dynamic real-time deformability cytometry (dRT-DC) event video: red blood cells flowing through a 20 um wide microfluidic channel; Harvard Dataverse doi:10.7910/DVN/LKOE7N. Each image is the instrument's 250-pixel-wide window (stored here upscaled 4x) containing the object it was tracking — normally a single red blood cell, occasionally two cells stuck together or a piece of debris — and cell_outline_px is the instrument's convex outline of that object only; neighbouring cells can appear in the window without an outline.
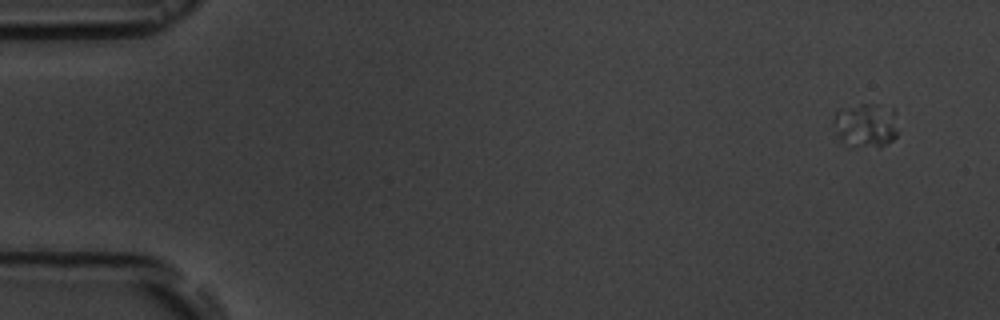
{"species": "common noctule bat (a hibernating species)", "species_latin": "Nyctalus noctula", "temperature_condition": "room temperature", "stored_images_in_passage": 5, "camera_frame_rate_fps": 3000, "um_per_image_px": 0.085, "animal": {"sex": "male", "body_mass_g": 19.5, "forearm_length_mm": 54.6}, "frame": {"image": 1, "passage_image": 1, "time_ms": 0.0, "image_size_px": [1000, 320], "cell_outline_px": [[896, 136], [892, 140], [880, 148], [864, 144], [840, 136], [836, 132], [836, 112], [840, 108], [860, 104], [872, 104], [892, 108], [896, 112]], "centroid_in_image_um": [73.7, 10.55], "position_along_channel_um": 11.3, "area_um2": 15.49}}
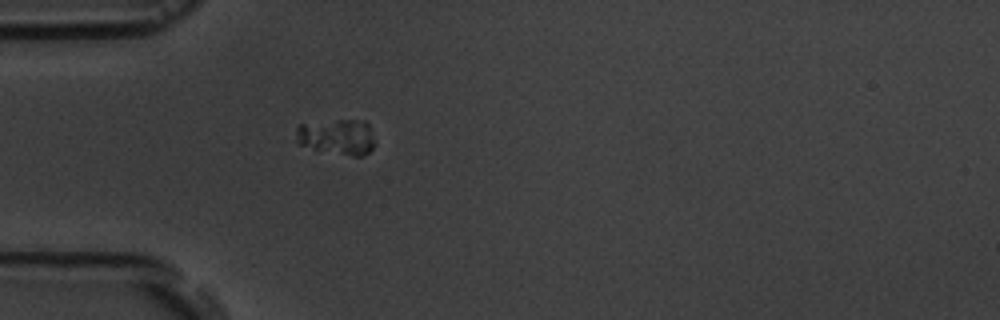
{"frame": {"image": 2, "passage_image": 5, "time_ms": 4.667, "image_size_px": [1000, 320], "cell_outline_px": [[376, 144], [368, 152], [360, 156], [352, 156], [312, 148], [296, 144], [296, 128], [300, 124], [340, 120], [364, 120], [368, 124]], "centroid_in_image_um": [28.65, 11.63], "position_along_channel_um": 56.3, "area_um2": 16.3}}